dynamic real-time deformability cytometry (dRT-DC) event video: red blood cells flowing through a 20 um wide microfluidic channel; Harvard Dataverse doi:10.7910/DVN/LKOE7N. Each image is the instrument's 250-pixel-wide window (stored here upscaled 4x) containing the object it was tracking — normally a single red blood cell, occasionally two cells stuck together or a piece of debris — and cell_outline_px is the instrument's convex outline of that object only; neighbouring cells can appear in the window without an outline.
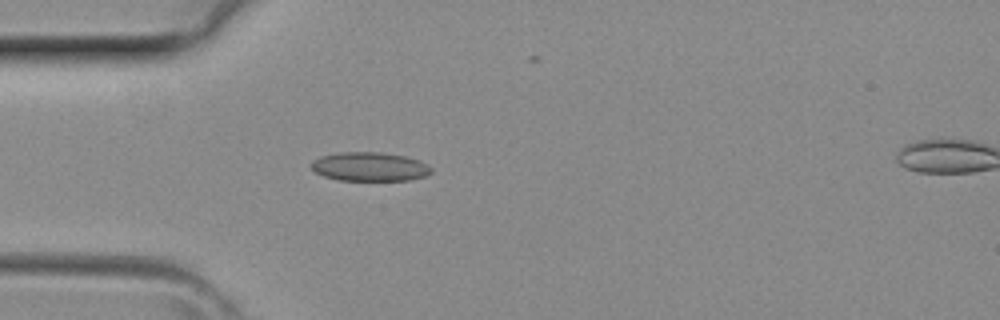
{"species": "common noctule bat (a hibernating species)", "species_latin": "Nyctalus noctula", "temperature_condition": "room temperature", "stored_images_in_passage": 3, "camera_frame_rate_fps": 3000, "um_per_image_px": 0.085, "animal": {"sex": "female", "body_mass_g": 29.2, "forearm_length_mm": 56.3}, "frame": {"image": 1, "passage_image": 2, "time_ms": 0.333, "image_size_px": [1000, 320], "cell_outline_px": [[432, 172], [424, 176], [412, 180], [340, 180], [324, 176], [316, 172], [308, 164], [312, 160], [320, 156], [340, 152], [380, 152], [404, 156], [420, 160], [428, 164], [432, 168]], "centroid_in_image_um": [31.42, 14.16], "position_along_channel_um": 53.6, "area_um2": 20.35}}